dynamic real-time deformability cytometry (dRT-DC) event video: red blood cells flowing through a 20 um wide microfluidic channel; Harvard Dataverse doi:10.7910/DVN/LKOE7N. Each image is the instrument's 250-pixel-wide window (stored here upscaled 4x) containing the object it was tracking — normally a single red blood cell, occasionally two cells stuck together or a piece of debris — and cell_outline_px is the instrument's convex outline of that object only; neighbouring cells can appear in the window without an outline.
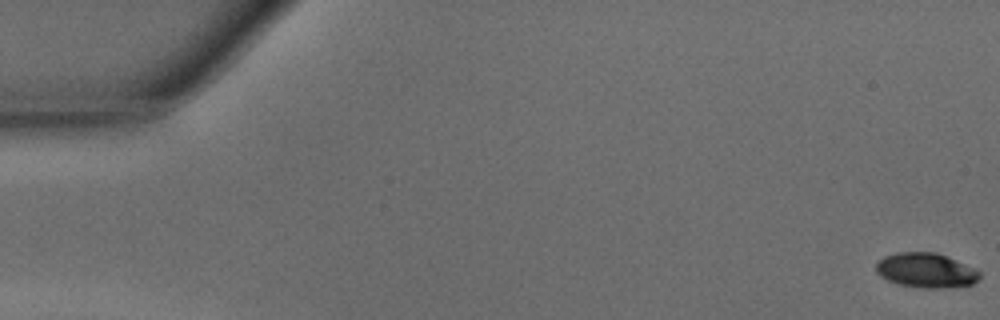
{"species": "common noctule bat (a hibernating species)", "species_latin": "Nyctalus noctula", "temperature_condition": "warm", "stored_images_in_passage": 39, "camera_frame_rate_fps": 3000, "um_per_image_px": 0.085, "animal": {"sex": "male", "body_mass_g": 15.6}, "frame": {"image": 1, "passage_image": 1, "time_ms": 0.0, "image_size_px": [1000, 320], "cell_outline_px": [[980, 276], [972, 284], [948, 288], [924, 288], [900, 284], [888, 280], [880, 276], [876, 272], [876, 264], [884, 256], [896, 252], [936, 252], [976, 268], [980, 272]], "centroid_in_image_um": [78.71, 22.97], "position_along_channel_um": 6.3, "area_um2": 20.92}}
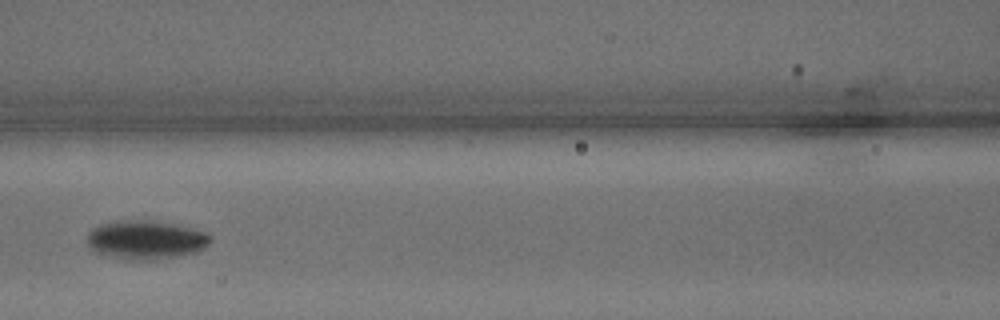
{"frame": {"image": 2, "passage_image": 22, "time_ms": 7.0, "image_size_px": [1000, 320], "cell_outline_px": [[212, 240], [204, 248], [196, 252], [176, 256], [148, 260], [128, 260], [96, 252], [88, 244], [88, 232], [92, 228], [100, 224], [124, 220], [152, 220], [176, 224], [208, 232], [212, 236]], "centroid_in_image_um": [12.43, 20.37], "position_along_channel_um": 154.2, "area_um2": 27.86}}
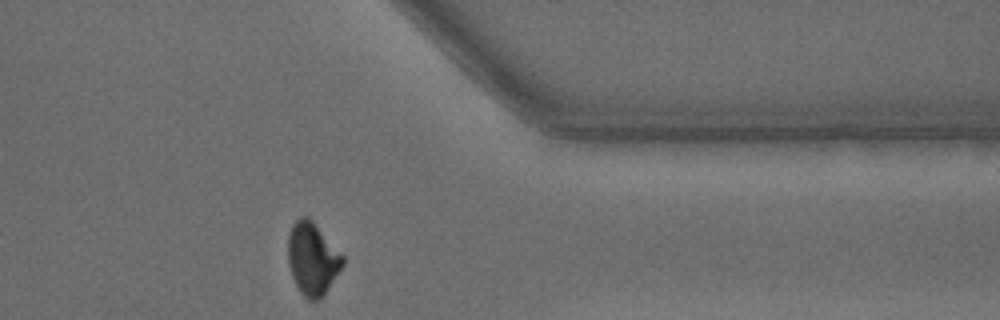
{"frame": {"image": 3, "passage_image": 39, "time_ms": 12.667, "image_size_px": [1000, 320], "cell_outline_px": [[344, 264], [324, 296], [320, 300], [308, 300], [300, 292], [292, 276], [288, 264], [288, 236], [292, 224], [300, 216], [308, 216], [312, 220], [344, 256]], "centroid_in_image_um": [26.56, 22.0], "position_along_channel_um": 384.8, "area_um2": 23.24}, "authors_computed_cell_mechanics": {"area_um2": 23.9292, "velocity_mm_per_s": 4.2927, "shape_relaxation_time_tau1_ms": 2.972, "shape_relaxation_time_tau2_ms": 6.8944, "deformation_change_tau1": 0.1386, "deformation_change_tau2": 0.0914}}